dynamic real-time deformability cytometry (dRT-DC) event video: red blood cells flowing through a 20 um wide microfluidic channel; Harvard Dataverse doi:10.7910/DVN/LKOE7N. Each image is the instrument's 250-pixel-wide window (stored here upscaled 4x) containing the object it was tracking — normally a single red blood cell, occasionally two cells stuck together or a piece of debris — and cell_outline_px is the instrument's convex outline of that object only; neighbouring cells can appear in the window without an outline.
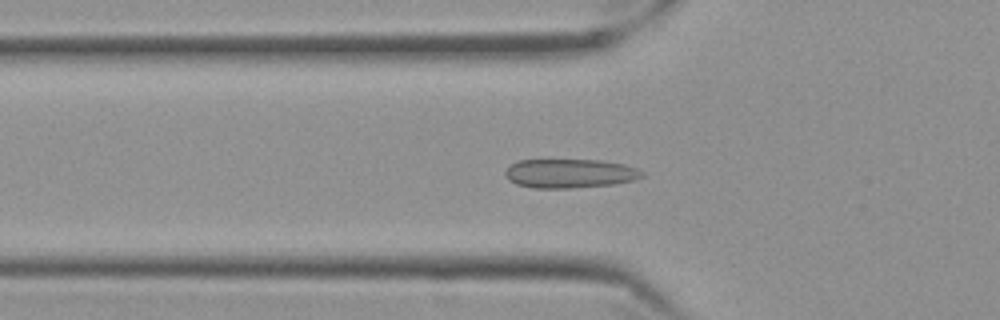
{"species": "Egyptian fruit bat (a non-hibernating species)", "species_latin": "Rousettus aegyptiacus", "temperature_condition": "cold", "stored_images_in_passage": 45, "camera_frame_rate_fps": 3000, "um_per_image_px": 0.085, "frame": {"image": 1, "passage_image": 7, "time_ms": 2.0, "image_size_px": [1000, 320], "cell_outline_px": [[644, 176], [632, 180], [616, 184], [568, 188], [532, 188], [516, 184], [508, 180], [504, 172], [516, 160], [600, 160], [624, 164], [636, 168], [644, 172]], "centroid_in_image_um": [48.42, 14.74], "position_along_channel_um": 77.4, "area_um2": 23.18}}
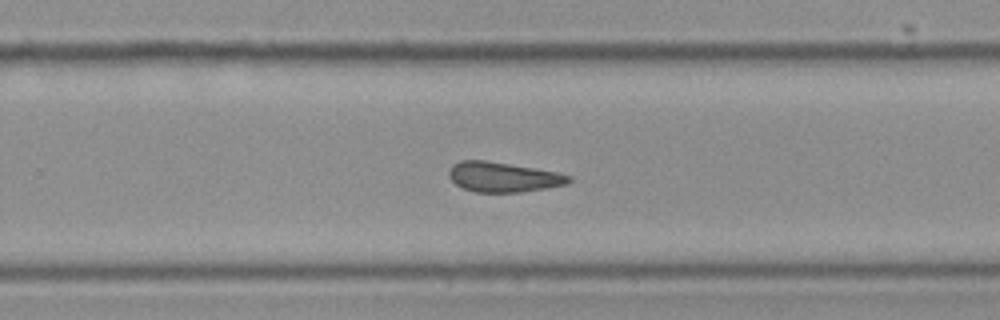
{"frame": {"image": 2, "passage_image": 25, "time_ms": 8.0, "image_size_px": [1000, 320], "cell_outline_px": [[572, 180], [568, 184], [520, 192], [476, 192], [464, 188], [456, 184], [448, 176], [448, 172], [452, 164], [460, 160], [484, 160], [556, 172], [572, 176]], "centroid_in_image_um": [42.75, 15.05], "position_along_channel_um": 287.1, "area_um2": 20.69}}
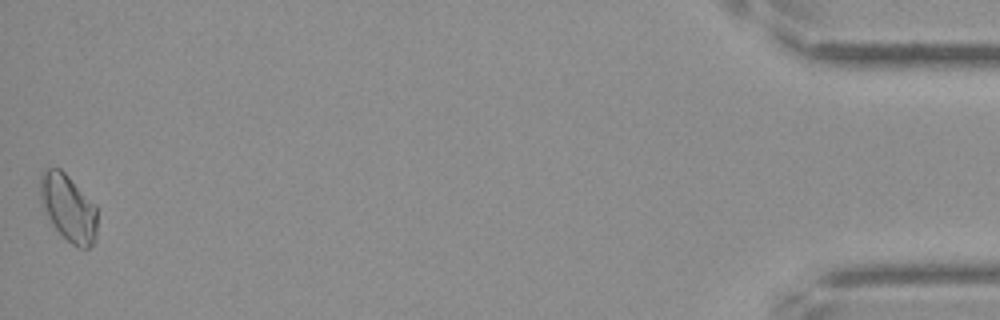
{"frame": {"image": 3, "passage_image": 45, "time_ms": 14.667, "image_size_px": [1000, 320], "cell_outline_px": [[96, 240], [88, 248], [80, 248], [72, 244], [52, 224], [40, 204], [40, 172], [44, 168], [60, 168], [96, 204]], "centroid_in_image_um": [5.79, 17.64], "position_along_channel_um": 429.4, "area_um2": 22.31}, "authors_computed_cell_mechanics": {"area_um2": 21.097, "velocity_mm_per_s": 3.4782, "shape_relaxation_time_tau1_ms": null, "shape_relaxation_time_tau2_ms": 5.0874, "deformation_change_tau1": null, "deformation_change_tau2": 0.1034}}